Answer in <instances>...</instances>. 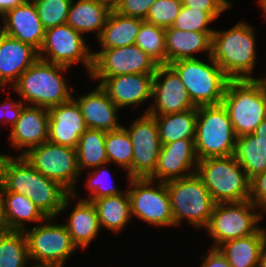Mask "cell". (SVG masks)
Wrapping results in <instances>:
<instances>
[{
	"label": "cell",
	"instance_id": "1",
	"mask_svg": "<svg viewBox=\"0 0 266 267\" xmlns=\"http://www.w3.org/2000/svg\"><path fill=\"white\" fill-rule=\"evenodd\" d=\"M0 192L29 197L46 217L57 218L74 201L59 182L38 172L23 156L0 153Z\"/></svg>",
	"mask_w": 266,
	"mask_h": 267
},
{
	"label": "cell",
	"instance_id": "2",
	"mask_svg": "<svg viewBox=\"0 0 266 267\" xmlns=\"http://www.w3.org/2000/svg\"><path fill=\"white\" fill-rule=\"evenodd\" d=\"M256 29L244 20L212 35L211 58L230 80H255ZM253 74V75H252Z\"/></svg>",
	"mask_w": 266,
	"mask_h": 267
},
{
	"label": "cell",
	"instance_id": "3",
	"mask_svg": "<svg viewBox=\"0 0 266 267\" xmlns=\"http://www.w3.org/2000/svg\"><path fill=\"white\" fill-rule=\"evenodd\" d=\"M70 68L38 58L11 87L26 105L51 108L69 101L76 93L62 74ZM68 83V84H67Z\"/></svg>",
	"mask_w": 266,
	"mask_h": 267
},
{
	"label": "cell",
	"instance_id": "4",
	"mask_svg": "<svg viewBox=\"0 0 266 267\" xmlns=\"http://www.w3.org/2000/svg\"><path fill=\"white\" fill-rule=\"evenodd\" d=\"M196 174L218 203H236L250 199L251 179L234 155L198 161Z\"/></svg>",
	"mask_w": 266,
	"mask_h": 267
},
{
	"label": "cell",
	"instance_id": "5",
	"mask_svg": "<svg viewBox=\"0 0 266 267\" xmlns=\"http://www.w3.org/2000/svg\"><path fill=\"white\" fill-rule=\"evenodd\" d=\"M170 197L174 226L188 225L196 230L206 229L216 205L202 179L191 176L166 182Z\"/></svg>",
	"mask_w": 266,
	"mask_h": 267
},
{
	"label": "cell",
	"instance_id": "6",
	"mask_svg": "<svg viewBox=\"0 0 266 267\" xmlns=\"http://www.w3.org/2000/svg\"><path fill=\"white\" fill-rule=\"evenodd\" d=\"M207 62L198 57L169 63L185 85L195 107L221 104L230 81L211 56Z\"/></svg>",
	"mask_w": 266,
	"mask_h": 267
},
{
	"label": "cell",
	"instance_id": "7",
	"mask_svg": "<svg viewBox=\"0 0 266 267\" xmlns=\"http://www.w3.org/2000/svg\"><path fill=\"white\" fill-rule=\"evenodd\" d=\"M222 104L236 137L252 134L266 118V92L256 80H230Z\"/></svg>",
	"mask_w": 266,
	"mask_h": 267
},
{
	"label": "cell",
	"instance_id": "8",
	"mask_svg": "<svg viewBox=\"0 0 266 267\" xmlns=\"http://www.w3.org/2000/svg\"><path fill=\"white\" fill-rule=\"evenodd\" d=\"M236 135L223 104L197 107L195 152L198 160L234 154Z\"/></svg>",
	"mask_w": 266,
	"mask_h": 267
},
{
	"label": "cell",
	"instance_id": "9",
	"mask_svg": "<svg viewBox=\"0 0 266 267\" xmlns=\"http://www.w3.org/2000/svg\"><path fill=\"white\" fill-rule=\"evenodd\" d=\"M54 220V217H47L43 224L23 231L32 266L64 267L70 256L78 250L64 222L56 223Z\"/></svg>",
	"mask_w": 266,
	"mask_h": 267
},
{
	"label": "cell",
	"instance_id": "10",
	"mask_svg": "<svg viewBox=\"0 0 266 267\" xmlns=\"http://www.w3.org/2000/svg\"><path fill=\"white\" fill-rule=\"evenodd\" d=\"M265 215L249 199L236 203H218L211 215L206 233L212 239V248L221 244L256 233L259 222Z\"/></svg>",
	"mask_w": 266,
	"mask_h": 267
},
{
	"label": "cell",
	"instance_id": "11",
	"mask_svg": "<svg viewBox=\"0 0 266 267\" xmlns=\"http://www.w3.org/2000/svg\"><path fill=\"white\" fill-rule=\"evenodd\" d=\"M132 218H139L153 228L174 226L166 182L150 178L127 179Z\"/></svg>",
	"mask_w": 266,
	"mask_h": 267
},
{
	"label": "cell",
	"instance_id": "12",
	"mask_svg": "<svg viewBox=\"0 0 266 267\" xmlns=\"http://www.w3.org/2000/svg\"><path fill=\"white\" fill-rule=\"evenodd\" d=\"M38 56L42 60L67 68L82 63L88 75L93 67L92 49L84 36L67 23L46 29Z\"/></svg>",
	"mask_w": 266,
	"mask_h": 267
},
{
	"label": "cell",
	"instance_id": "13",
	"mask_svg": "<svg viewBox=\"0 0 266 267\" xmlns=\"http://www.w3.org/2000/svg\"><path fill=\"white\" fill-rule=\"evenodd\" d=\"M38 172L59 182L70 193L76 191L80 172L76 148L44 142L22 155ZM77 181V182H76Z\"/></svg>",
	"mask_w": 266,
	"mask_h": 267
},
{
	"label": "cell",
	"instance_id": "14",
	"mask_svg": "<svg viewBox=\"0 0 266 267\" xmlns=\"http://www.w3.org/2000/svg\"><path fill=\"white\" fill-rule=\"evenodd\" d=\"M137 45L93 51L90 79L101 83L106 77L130 74H154L158 67Z\"/></svg>",
	"mask_w": 266,
	"mask_h": 267
},
{
	"label": "cell",
	"instance_id": "15",
	"mask_svg": "<svg viewBox=\"0 0 266 267\" xmlns=\"http://www.w3.org/2000/svg\"><path fill=\"white\" fill-rule=\"evenodd\" d=\"M126 130L133 145L131 167L126 171L127 179L149 178L155 171L161 142L155 117L142 113Z\"/></svg>",
	"mask_w": 266,
	"mask_h": 267
},
{
	"label": "cell",
	"instance_id": "16",
	"mask_svg": "<svg viewBox=\"0 0 266 267\" xmlns=\"http://www.w3.org/2000/svg\"><path fill=\"white\" fill-rule=\"evenodd\" d=\"M153 103L143 113L165 115L195 109L185 85L169 65H158L153 79Z\"/></svg>",
	"mask_w": 266,
	"mask_h": 267
},
{
	"label": "cell",
	"instance_id": "17",
	"mask_svg": "<svg viewBox=\"0 0 266 267\" xmlns=\"http://www.w3.org/2000/svg\"><path fill=\"white\" fill-rule=\"evenodd\" d=\"M194 140L180 139L161 145L156 169L149 178L168 182L195 174L199 160L195 152Z\"/></svg>",
	"mask_w": 266,
	"mask_h": 267
},
{
	"label": "cell",
	"instance_id": "18",
	"mask_svg": "<svg viewBox=\"0 0 266 267\" xmlns=\"http://www.w3.org/2000/svg\"><path fill=\"white\" fill-rule=\"evenodd\" d=\"M49 111L47 108L25 105L19 119L11 127L8 141L24 155L30 148L48 141Z\"/></svg>",
	"mask_w": 266,
	"mask_h": 267
},
{
	"label": "cell",
	"instance_id": "19",
	"mask_svg": "<svg viewBox=\"0 0 266 267\" xmlns=\"http://www.w3.org/2000/svg\"><path fill=\"white\" fill-rule=\"evenodd\" d=\"M48 111V142L76 148L80 136L88 129L77 102L71 98Z\"/></svg>",
	"mask_w": 266,
	"mask_h": 267
},
{
	"label": "cell",
	"instance_id": "20",
	"mask_svg": "<svg viewBox=\"0 0 266 267\" xmlns=\"http://www.w3.org/2000/svg\"><path fill=\"white\" fill-rule=\"evenodd\" d=\"M154 74H130L106 77L99 85L120 108H132L152 99Z\"/></svg>",
	"mask_w": 266,
	"mask_h": 267
},
{
	"label": "cell",
	"instance_id": "21",
	"mask_svg": "<svg viewBox=\"0 0 266 267\" xmlns=\"http://www.w3.org/2000/svg\"><path fill=\"white\" fill-rule=\"evenodd\" d=\"M4 34L32 45L39 51L44 41L45 31L32 0L7 10L3 14Z\"/></svg>",
	"mask_w": 266,
	"mask_h": 267
},
{
	"label": "cell",
	"instance_id": "22",
	"mask_svg": "<svg viewBox=\"0 0 266 267\" xmlns=\"http://www.w3.org/2000/svg\"><path fill=\"white\" fill-rule=\"evenodd\" d=\"M72 98L77 102L87 128L109 132L123 126L118 121L120 108L99 84L86 95Z\"/></svg>",
	"mask_w": 266,
	"mask_h": 267
},
{
	"label": "cell",
	"instance_id": "23",
	"mask_svg": "<svg viewBox=\"0 0 266 267\" xmlns=\"http://www.w3.org/2000/svg\"><path fill=\"white\" fill-rule=\"evenodd\" d=\"M39 58L32 45L3 34L0 38V90L18 78Z\"/></svg>",
	"mask_w": 266,
	"mask_h": 267
},
{
	"label": "cell",
	"instance_id": "24",
	"mask_svg": "<svg viewBox=\"0 0 266 267\" xmlns=\"http://www.w3.org/2000/svg\"><path fill=\"white\" fill-rule=\"evenodd\" d=\"M73 194L76 204L73 205L74 208L66 219V222H68L64 225L77 249L85 250L97 238L99 232L101 233V227L92 201L77 199L78 194L76 191Z\"/></svg>",
	"mask_w": 266,
	"mask_h": 267
},
{
	"label": "cell",
	"instance_id": "25",
	"mask_svg": "<svg viewBox=\"0 0 266 267\" xmlns=\"http://www.w3.org/2000/svg\"><path fill=\"white\" fill-rule=\"evenodd\" d=\"M212 35L213 33L183 31L173 27L166 28V64L181 59L197 58L198 53L205 51L207 56H211Z\"/></svg>",
	"mask_w": 266,
	"mask_h": 267
},
{
	"label": "cell",
	"instance_id": "26",
	"mask_svg": "<svg viewBox=\"0 0 266 267\" xmlns=\"http://www.w3.org/2000/svg\"><path fill=\"white\" fill-rule=\"evenodd\" d=\"M2 219L6 230L24 231L30 222H43L47 217L29 197L19 193L0 192ZM27 224H26V223Z\"/></svg>",
	"mask_w": 266,
	"mask_h": 267
},
{
	"label": "cell",
	"instance_id": "27",
	"mask_svg": "<svg viewBox=\"0 0 266 267\" xmlns=\"http://www.w3.org/2000/svg\"><path fill=\"white\" fill-rule=\"evenodd\" d=\"M111 10L108 4L99 0H72L67 24L83 36L92 32L98 38Z\"/></svg>",
	"mask_w": 266,
	"mask_h": 267
},
{
	"label": "cell",
	"instance_id": "28",
	"mask_svg": "<svg viewBox=\"0 0 266 267\" xmlns=\"http://www.w3.org/2000/svg\"><path fill=\"white\" fill-rule=\"evenodd\" d=\"M266 242V228L256 233L227 241L218 249L228 260L231 267H259L260 254Z\"/></svg>",
	"mask_w": 266,
	"mask_h": 267
},
{
	"label": "cell",
	"instance_id": "29",
	"mask_svg": "<svg viewBox=\"0 0 266 267\" xmlns=\"http://www.w3.org/2000/svg\"><path fill=\"white\" fill-rule=\"evenodd\" d=\"M143 21L120 14L112 9L101 34L97 38L100 48L110 49L135 44V39Z\"/></svg>",
	"mask_w": 266,
	"mask_h": 267
},
{
	"label": "cell",
	"instance_id": "30",
	"mask_svg": "<svg viewBox=\"0 0 266 267\" xmlns=\"http://www.w3.org/2000/svg\"><path fill=\"white\" fill-rule=\"evenodd\" d=\"M101 229L115 234L121 232L132 221L131 203L127 189L118 195L92 200Z\"/></svg>",
	"mask_w": 266,
	"mask_h": 267
},
{
	"label": "cell",
	"instance_id": "31",
	"mask_svg": "<svg viewBox=\"0 0 266 267\" xmlns=\"http://www.w3.org/2000/svg\"><path fill=\"white\" fill-rule=\"evenodd\" d=\"M152 116L157 123L161 145L180 139H195L197 107L178 113Z\"/></svg>",
	"mask_w": 266,
	"mask_h": 267
},
{
	"label": "cell",
	"instance_id": "32",
	"mask_svg": "<svg viewBox=\"0 0 266 267\" xmlns=\"http://www.w3.org/2000/svg\"><path fill=\"white\" fill-rule=\"evenodd\" d=\"M106 132L88 128L79 138L76 147L77 165L80 174L87 169H95L108 164L105 149Z\"/></svg>",
	"mask_w": 266,
	"mask_h": 267
},
{
	"label": "cell",
	"instance_id": "33",
	"mask_svg": "<svg viewBox=\"0 0 266 267\" xmlns=\"http://www.w3.org/2000/svg\"><path fill=\"white\" fill-rule=\"evenodd\" d=\"M233 155L250 179L266 170V152L253 133L236 138Z\"/></svg>",
	"mask_w": 266,
	"mask_h": 267
},
{
	"label": "cell",
	"instance_id": "34",
	"mask_svg": "<svg viewBox=\"0 0 266 267\" xmlns=\"http://www.w3.org/2000/svg\"><path fill=\"white\" fill-rule=\"evenodd\" d=\"M27 263L31 262L24 232L15 230L0 232V267H27Z\"/></svg>",
	"mask_w": 266,
	"mask_h": 267
},
{
	"label": "cell",
	"instance_id": "35",
	"mask_svg": "<svg viewBox=\"0 0 266 267\" xmlns=\"http://www.w3.org/2000/svg\"><path fill=\"white\" fill-rule=\"evenodd\" d=\"M105 149L108 165L115 163L124 168L125 172L131 167L133 145L125 125L119 129L106 132Z\"/></svg>",
	"mask_w": 266,
	"mask_h": 267
},
{
	"label": "cell",
	"instance_id": "36",
	"mask_svg": "<svg viewBox=\"0 0 266 267\" xmlns=\"http://www.w3.org/2000/svg\"><path fill=\"white\" fill-rule=\"evenodd\" d=\"M135 45L159 65L166 64L164 28L144 20L135 39Z\"/></svg>",
	"mask_w": 266,
	"mask_h": 267
},
{
	"label": "cell",
	"instance_id": "37",
	"mask_svg": "<svg viewBox=\"0 0 266 267\" xmlns=\"http://www.w3.org/2000/svg\"><path fill=\"white\" fill-rule=\"evenodd\" d=\"M106 165L108 164L100 165L94 170L91 169L87 172L88 177L85 179L84 186L88 189L89 196L87 198H82L81 196L77 198L92 201L94 199L118 195L124 192V190L121 191L115 183L112 184L113 182L111 180L113 179L110 175V170L109 168L107 169Z\"/></svg>",
	"mask_w": 266,
	"mask_h": 267
},
{
	"label": "cell",
	"instance_id": "38",
	"mask_svg": "<svg viewBox=\"0 0 266 267\" xmlns=\"http://www.w3.org/2000/svg\"><path fill=\"white\" fill-rule=\"evenodd\" d=\"M221 14L223 13H207L182 5L172 27L183 31L214 33L215 29L210 28L213 24L211 22H215Z\"/></svg>",
	"mask_w": 266,
	"mask_h": 267
},
{
	"label": "cell",
	"instance_id": "39",
	"mask_svg": "<svg viewBox=\"0 0 266 267\" xmlns=\"http://www.w3.org/2000/svg\"><path fill=\"white\" fill-rule=\"evenodd\" d=\"M45 29L66 24L72 0H32Z\"/></svg>",
	"mask_w": 266,
	"mask_h": 267
},
{
	"label": "cell",
	"instance_id": "40",
	"mask_svg": "<svg viewBox=\"0 0 266 267\" xmlns=\"http://www.w3.org/2000/svg\"><path fill=\"white\" fill-rule=\"evenodd\" d=\"M182 5V0H156L145 21L164 29L172 27Z\"/></svg>",
	"mask_w": 266,
	"mask_h": 267
},
{
	"label": "cell",
	"instance_id": "41",
	"mask_svg": "<svg viewBox=\"0 0 266 267\" xmlns=\"http://www.w3.org/2000/svg\"><path fill=\"white\" fill-rule=\"evenodd\" d=\"M155 1L156 0H119L113 10L126 16L145 20L151 5Z\"/></svg>",
	"mask_w": 266,
	"mask_h": 267
},
{
	"label": "cell",
	"instance_id": "42",
	"mask_svg": "<svg viewBox=\"0 0 266 267\" xmlns=\"http://www.w3.org/2000/svg\"><path fill=\"white\" fill-rule=\"evenodd\" d=\"M250 200L266 215V170L251 179Z\"/></svg>",
	"mask_w": 266,
	"mask_h": 267
},
{
	"label": "cell",
	"instance_id": "43",
	"mask_svg": "<svg viewBox=\"0 0 266 267\" xmlns=\"http://www.w3.org/2000/svg\"><path fill=\"white\" fill-rule=\"evenodd\" d=\"M5 101L0 103V124L10 125L11 127L17 122L23 107L26 105L21 100L6 97ZM2 122V123H1Z\"/></svg>",
	"mask_w": 266,
	"mask_h": 267
},
{
	"label": "cell",
	"instance_id": "44",
	"mask_svg": "<svg viewBox=\"0 0 266 267\" xmlns=\"http://www.w3.org/2000/svg\"><path fill=\"white\" fill-rule=\"evenodd\" d=\"M182 4L207 13H222L233 7L229 0H182Z\"/></svg>",
	"mask_w": 266,
	"mask_h": 267
},
{
	"label": "cell",
	"instance_id": "45",
	"mask_svg": "<svg viewBox=\"0 0 266 267\" xmlns=\"http://www.w3.org/2000/svg\"><path fill=\"white\" fill-rule=\"evenodd\" d=\"M202 263L200 267H231L225 256L218 248H209L208 253L200 255Z\"/></svg>",
	"mask_w": 266,
	"mask_h": 267
},
{
	"label": "cell",
	"instance_id": "46",
	"mask_svg": "<svg viewBox=\"0 0 266 267\" xmlns=\"http://www.w3.org/2000/svg\"><path fill=\"white\" fill-rule=\"evenodd\" d=\"M253 134L257 137V140L262 144L266 152V118L256 127Z\"/></svg>",
	"mask_w": 266,
	"mask_h": 267
},
{
	"label": "cell",
	"instance_id": "47",
	"mask_svg": "<svg viewBox=\"0 0 266 267\" xmlns=\"http://www.w3.org/2000/svg\"><path fill=\"white\" fill-rule=\"evenodd\" d=\"M24 0H0V13L4 14L7 10L21 4Z\"/></svg>",
	"mask_w": 266,
	"mask_h": 267
},
{
	"label": "cell",
	"instance_id": "48",
	"mask_svg": "<svg viewBox=\"0 0 266 267\" xmlns=\"http://www.w3.org/2000/svg\"><path fill=\"white\" fill-rule=\"evenodd\" d=\"M259 267H266V242L261 250Z\"/></svg>",
	"mask_w": 266,
	"mask_h": 267
},
{
	"label": "cell",
	"instance_id": "49",
	"mask_svg": "<svg viewBox=\"0 0 266 267\" xmlns=\"http://www.w3.org/2000/svg\"><path fill=\"white\" fill-rule=\"evenodd\" d=\"M257 5L261 7V10H263L265 21H266V0H258Z\"/></svg>",
	"mask_w": 266,
	"mask_h": 267
},
{
	"label": "cell",
	"instance_id": "50",
	"mask_svg": "<svg viewBox=\"0 0 266 267\" xmlns=\"http://www.w3.org/2000/svg\"><path fill=\"white\" fill-rule=\"evenodd\" d=\"M266 76V74H265ZM262 77V78H258L256 77V81L262 86V88L264 89V91L266 92V77Z\"/></svg>",
	"mask_w": 266,
	"mask_h": 267
},
{
	"label": "cell",
	"instance_id": "51",
	"mask_svg": "<svg viewBox=\"0 0 266 267\" xmlns=\"http://www.w3.org/2000/svg\"><path fill=\"white\" fill-rule=\"evenodd\" d=\"M101 2H104L108 4L112 9L116 6V4L119 2V0H99Z\"/></svg>",
	"mask_w": 266,
	"mask_h": 267
},
{
	"label": "cell",
	"instance_id": "52",
	"mask_svg": "<svg viewBox=\"0 0 266 267\" xmlns=\"http://www.w3.org/2000/svg\"><path fill=\"white\" fill-rule=\"evenodd\" d=\"M6 230L5 226L3 224V219H2V209H1V197H0V232Z\"/></svg>",
	"mask_w": 266,
	"mask_h": 267
},
{
	"label": "cell",
	"instance_id": "53",
	"mask_svg": "<svg viewBox=\"0 0 266 267\" xmlns=\"http://www.w3.org/2000/svg\"><path fill=\"white\" fill-rule=\"evenodd\" d=\"M0 19H2L1 22H3V14L2 13H0ZM3 34H4V26H2V24L0 23V38Z\"/></svg>",
	"mask_w": 266,
	"mask_h": 267
},
{
	"label": "cell",
	"instance_id": "54",
	"mask_svg": "<svg viewBox=\"0 0 266 267\" xmlns=\"http://www.w3.org/2000/svg\"><path fill=\"white\" fill-rule=\"evenodd\" d=\"M32 267H48V266H32Z\"/></svg>",
	"mask_w": 266,
	"mask_h": 267
}]
</instances>
